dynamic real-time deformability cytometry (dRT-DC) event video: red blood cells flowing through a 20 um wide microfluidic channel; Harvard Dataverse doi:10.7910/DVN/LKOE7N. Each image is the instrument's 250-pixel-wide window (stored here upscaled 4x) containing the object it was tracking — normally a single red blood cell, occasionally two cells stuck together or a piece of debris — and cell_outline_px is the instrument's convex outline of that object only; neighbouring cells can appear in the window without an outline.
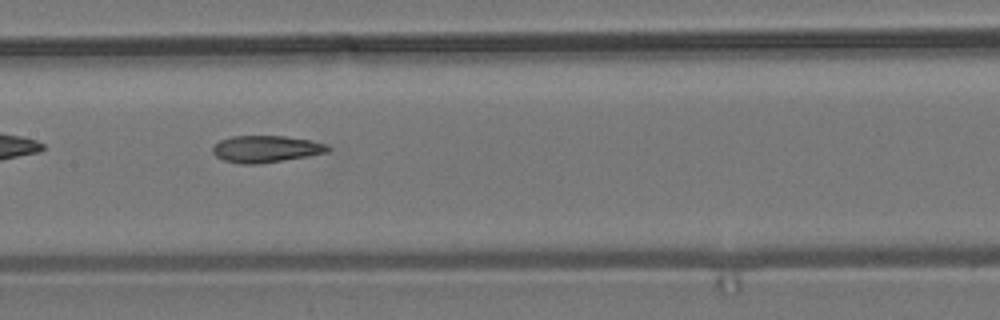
{"species": "common noctule bat (a hibernating species)", "species_latin": "Nyctalus noctula", "temperature_condition": "room temperature", "stored_images_in_passage": 32, "camera_frame_rate_fps": 3000, "um_per_image_px": 0.085, "animal": {"sex": "male", "body_mass_g": 19.2, "forearm_length_mm": 51.8}, "frame": {"image": 1, "passage_image": 10, "time_ms": 3.0, "image_size_px": [1000, 320], "cell_outline_px": [[332, 148], [328, 152], [284, 160], [260, 164], [240, 164], [224, 160], [216, 156], [212, 152], [212, 148], [220, 140], [232, 136], [284, 136], [312, 140], [324, 144]], "centroid_in_image_um": [22.6, 12.66], "position_along_channel_um": 184.8, "area_um2": 17.98}}
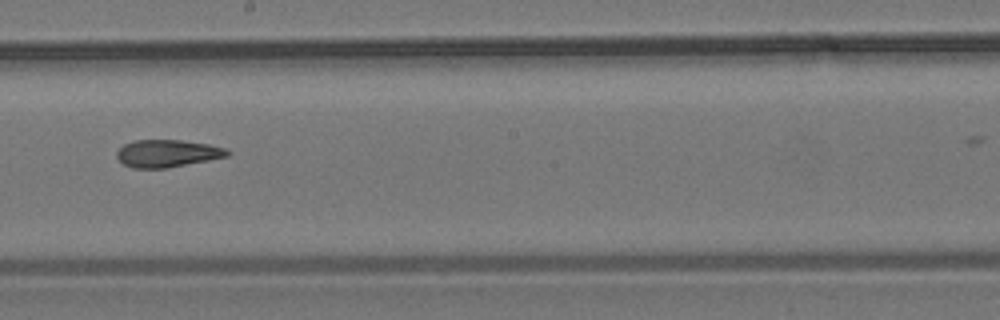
{"frame": {"image": 2, "passage_image": 14, "time_ms": 4.333, "image_size_px": [1000, 320], "cell_outline_px": [[232, 152], [228, 156], [168, 168], [132, 168], [124, 164], [116, 156], [116, 152], [124, 144], [136, 140], [180, 140], [208, 144], [224, 148]], "centroid_in_image_um": [14.22, 13.04], "position_along_channel_um": 234.0, "area_um2": 17.57}}